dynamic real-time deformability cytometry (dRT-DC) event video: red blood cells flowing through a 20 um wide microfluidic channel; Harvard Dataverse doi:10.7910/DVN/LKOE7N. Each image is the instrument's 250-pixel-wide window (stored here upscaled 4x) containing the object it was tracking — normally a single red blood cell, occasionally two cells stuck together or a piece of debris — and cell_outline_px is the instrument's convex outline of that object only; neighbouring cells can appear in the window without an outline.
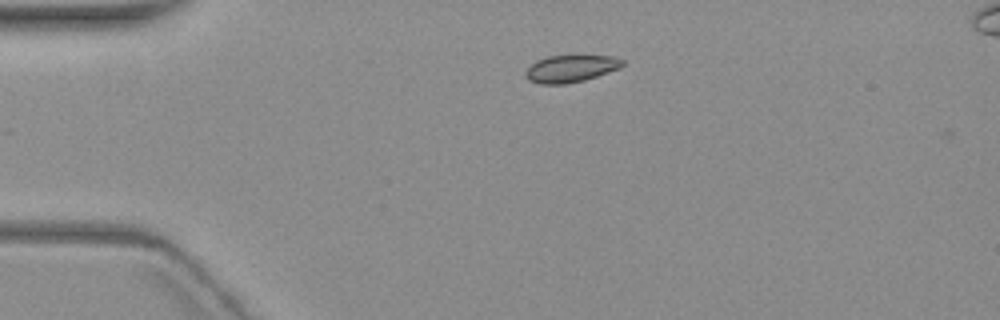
{"species": "common noctule bat (a hibernating species)", "species_latin": "Nyctalus noctula", "temperature_condition": "warm", "stored_images_in_passage": 3, "camera_frame_rate_fps": 3000, "um_per_image_px": 0.085, "animal": {"sex": "female", "body_mass_g": 19.3, "forearm_length_mm": 54.1}, "frame": {"image": 1, "passage_image": 1, "time_ms": 0.0, "image_size_px": [1000, 320], "cell_outline_px": [[624, 64], [620, 68], [584, 80], [564, 84], [540, 84], [528, 80], [524, 72], [536, 60], [548, 56], [612, 56], [624, 60]], "centroid_in_image_um": [48.5, 5.83], "position_along_channel_um": 36.5, "area_um2": 15.2}}